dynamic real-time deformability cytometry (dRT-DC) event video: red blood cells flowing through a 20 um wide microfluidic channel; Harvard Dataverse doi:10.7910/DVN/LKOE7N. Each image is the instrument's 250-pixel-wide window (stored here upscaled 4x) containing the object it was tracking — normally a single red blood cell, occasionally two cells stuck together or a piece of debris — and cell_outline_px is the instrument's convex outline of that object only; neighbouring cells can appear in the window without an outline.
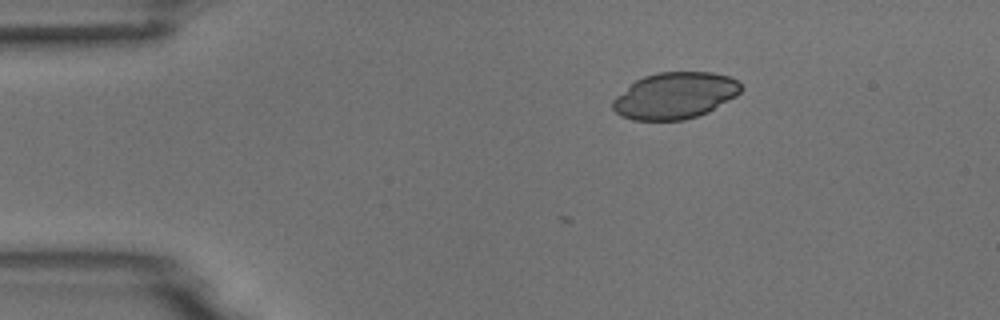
{"species": "common noctule bat (a hibernating species)", "species_latin": "Nyctalus noctula", "temperature_condition": "room temperature", "stored_images_in_passage": 5, "camera_frame_rate_fps": 3000, "um_per_image_px": 0.085, "animal": {"sex": "male", "body_mass_g": 18.8}, "frame": {"image": 1, "passage_image": 3, "time_ms": 0.667, "image_size_px": [1000, 320], "cell_outline_px": [[744, 88], [736, 96], [708, 112], [684, 120], [632, 120], [620, 116], [612, 108], [612, 100], [616, 96], [636, 80], [644, 76], [656, 72], [712, 72], [728, 76], [736, 80]], "centroid_in_image_um": [57.36, 8.13], "position_along_channel_um": 27.6, "area_um2": 34.74}}